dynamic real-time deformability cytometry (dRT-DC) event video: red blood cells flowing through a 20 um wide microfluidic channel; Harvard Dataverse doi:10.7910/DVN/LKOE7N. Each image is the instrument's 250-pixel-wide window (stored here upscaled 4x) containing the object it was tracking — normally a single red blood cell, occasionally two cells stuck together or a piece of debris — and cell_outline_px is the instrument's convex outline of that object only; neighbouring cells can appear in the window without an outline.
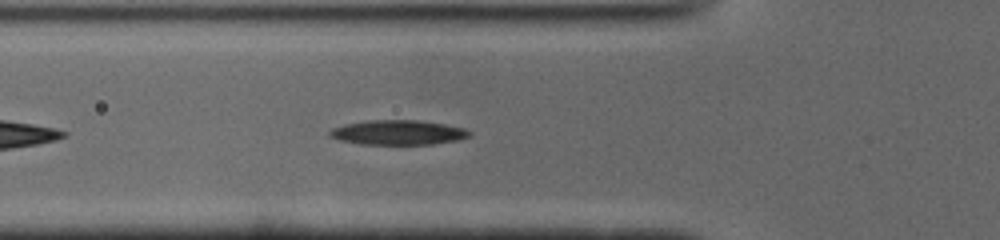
{"species": "common noctule bat (a hibernating species)", "species_latin": "Nyctalus noctula", "temperature_condition": "cold", "stored_images_in_passage": 41, "segment_of_instrument_passage": [1, 2], "camera_frame_rate_fps": 3000, "um_per_image_px": 0.085, "animal": {"sex": "male", "body_mass_g": 19.0, "forearm_length_mm": 50.8}, "frame": {"image": 1, "passage_image": 6, "time_ms": 1.667, "image_size_px": [1000, 240], "cell_outline_px": [[472, 132], [468, 136], [460, 140], [432, 144], [360, 144], [340, 140], [328, 136], [328, 132], [332, 128], [344, 124], [368, 120], [416, 120], [444, 124], [464, 128]], "centroid_in_image_um": [33.81, 11.26], "position_along_channel_um": 92.0, "area_um2": 20.11}}
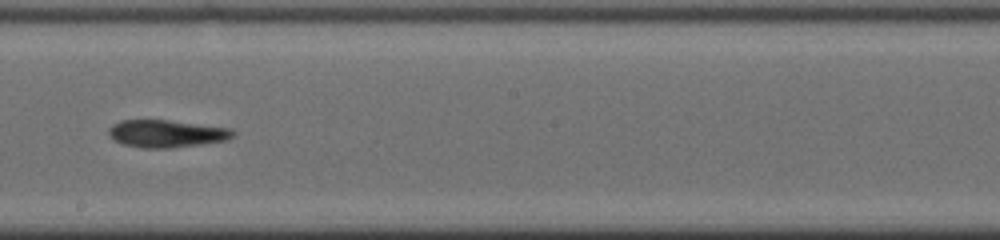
{"frame": {"image": 2, "passage_image": 17, "time_ms": 5.333, "image_size_px": [1000, 240], "cell_outline_px": [[236, 132], [228, 140], [172, 148], [144, 148], [124, 144], [112, 140], [108, 132], [108, 128], [112, 124], [120, 120], [168, 120], [232, 128]], "centroid_in_image_um": [14.14, 11.35], "position_along_channel_um": 234.1, "area_um2": 20.0}}
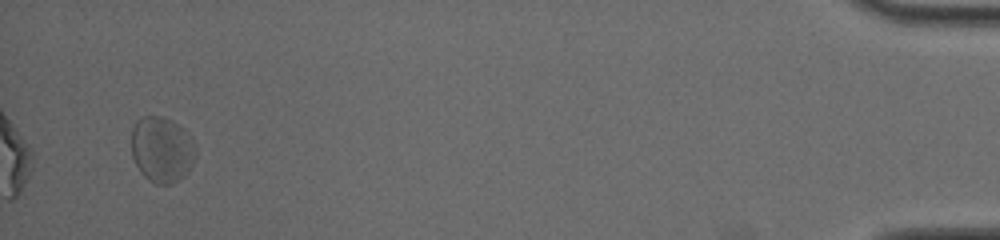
{"frame": {"image": 3, "passage_image": 38, "time_ms": 12.333, "image_size_px": [1000, 240], "cell_outline_px": [[196, 152], [188, 172], [184, 176], [172, 184], [156, 184], [148, 180], [140, 172], [132, 156], [132, 128], [136, 120], [144, 116], [164, 116], [172, 120], [184, 128], [196, 144]], "centroid_in_image_um": [13.76, 12.69], "position_along_channel_um": 421.4, "area_um2": 24.91}}